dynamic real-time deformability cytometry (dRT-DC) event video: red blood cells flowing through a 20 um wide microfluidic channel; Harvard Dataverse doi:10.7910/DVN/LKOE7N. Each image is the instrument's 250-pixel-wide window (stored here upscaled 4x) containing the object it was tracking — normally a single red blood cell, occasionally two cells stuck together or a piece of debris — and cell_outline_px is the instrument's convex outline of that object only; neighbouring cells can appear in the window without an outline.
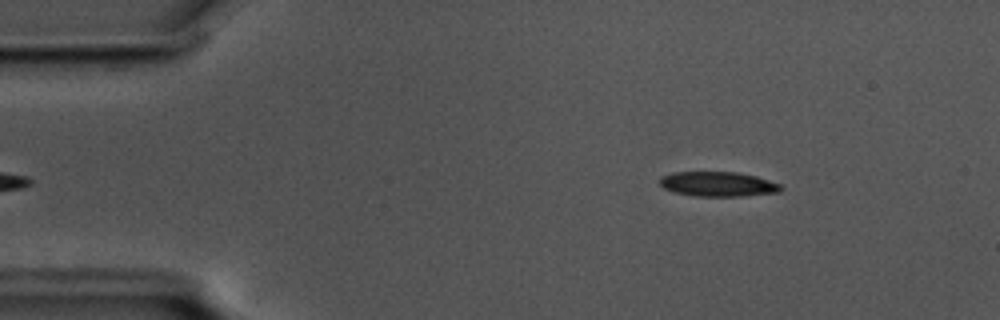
{"species": "common noctule bat (a hibernating species)", "species_latin": "Nyctalus noctula", "temperature_condition": "cold", "stored_images_in_passage": 50, "camera_frame_rate_fps": 3000, "um_per_image_px": 0.085, "animal": {"sex": "male", "body_mass_g": 17.5, "forearm_length_mm": 52.3}, "frame": {"image": 1, "passage_image": 2, "time_ms": 0.333, "image_size_px": [1000, 320], "cell_outline_px": [[784, 188], [780, 192], [740, 196], [696, 196], [672, 192], [664, 188], [660, 184], [660, 176], [672, 172], [740, 172], [756, 176], [780, 184]], "centroid_in_image_um": [61.02, 15.64], "position_along_channel_um": 24.0, "area_um2": 17.57}}
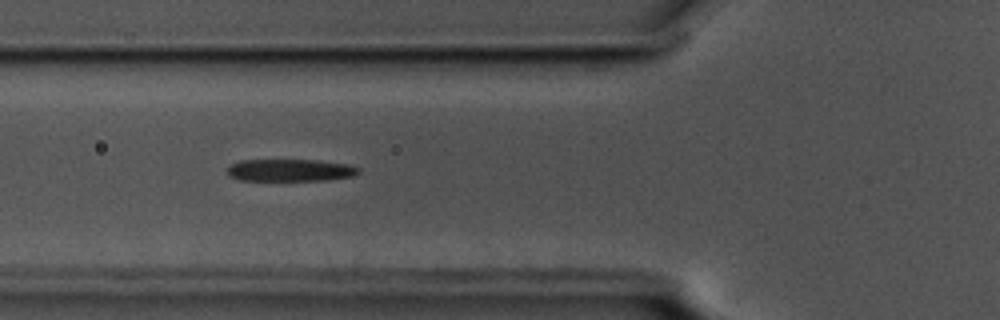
{"frame": {"image": 2, "passage_image": 14, "time_ms": 4.333, "image_size_px": [1000, 320], "cell_outline_px": [[360, 172], [352, 176], [324, 180], [240, 180], [228, 176], [224, 172], [232, 164], [240, 160], [320, 160], [348, 164], [360, 168]], "centroid_in_image_um": [24.64, 14.46], "position_along_channel_um": 101.2, "area_um2": 17.05}}
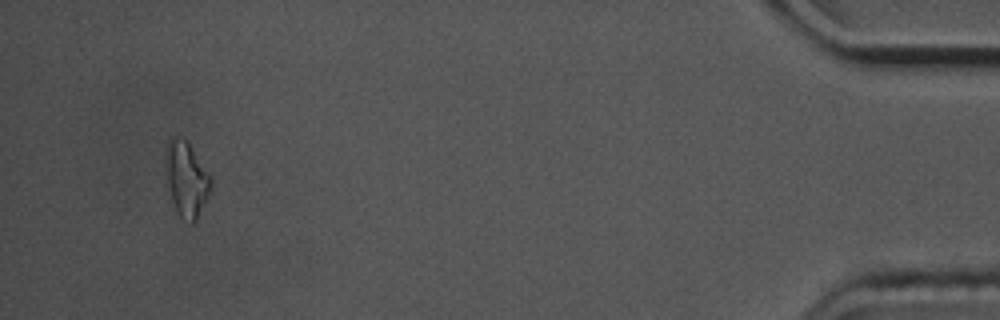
{"frame": {"image": 3, "passage_image": 47, "time_ms": 15.333, "image_size_px": [1000, 320], "cell_outline_px": [[212, 184], [196, 220], [192, 224], [180, 216], [176, 212], [172, 200], [168, 184], [164, 152], [168, 140], [172, 136], [176, 136], [184, 140], [192, 148], [212, 180]], "centroid_in_image_um": [15.81, 15.2], "position_along_channel_um": 419.4, "area_um2": 19.25}, "authors_computed_cell_mechanics": {"area_um2": 17.8313, "velocity_mm_per_s": 3.596, "shape_relaxation_time_tau1_ms": 4.319, "shape_relaxation_time_tau2_ms": 6.4033, "deformation_change_tau1": 0.1676, "deformation_change_tau2": 0.2129}}